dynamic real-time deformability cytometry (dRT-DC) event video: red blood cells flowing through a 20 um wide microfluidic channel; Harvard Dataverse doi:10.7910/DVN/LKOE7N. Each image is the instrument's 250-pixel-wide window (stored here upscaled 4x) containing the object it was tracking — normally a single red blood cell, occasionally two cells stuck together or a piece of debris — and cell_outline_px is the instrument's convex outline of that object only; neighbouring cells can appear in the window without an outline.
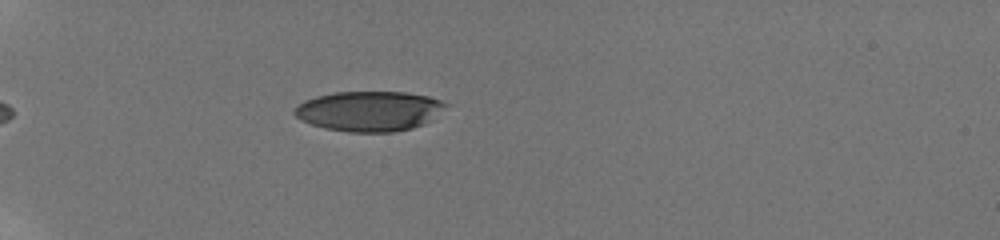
{"species": "human", "species_latin": "Homo sapiens", "temperature_condition": "room temperature", "stored_images_in_passage": 33, "camera_frame_rate_fps": 3000, "um_per_image_px": 0.085, "donor": {"sex": "male"}, "frame": {"image": 1, "passage_image": 1, "time_ms": 0.0, "image_size_px": [1000, 240], "cell_outline_px": [[448, 104], [432, 120], [424, 124], [412, 128], [392, 132], [348, 132], [324, 128], [300, 120], [292, 112], [296, 104], [304, 100], [316, 96], [332, 92], [404, 92], [428, 96], [440, 100]], "centroid_in_image_um": [31.35, 9.44], "position_along_channel_um": 53.7, "area_um2": 35.49}}
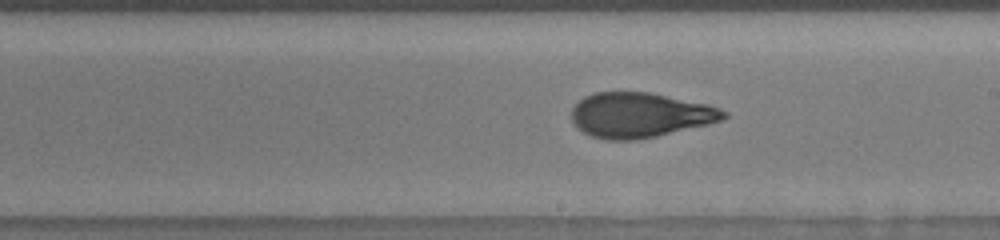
{"frame": {"image": 2, "passage_image": 18, "time_ms": 5.667, "image_size_px": [1000, 240], "cell_outline_px": [[728, 116], [720, 120], [708, 124], [656, 136], [636, 140], [608, 140], [592, 136], [576, 128], [572, 124], [572, 108], [584, 96], [596, 92], [648, 92], [708, 104], [720, 108], [728, 112]], "centroid_in_image_um": [54.38, 9.78], "position_along_channel_um": 234.6, "area_um2": 39.77}}
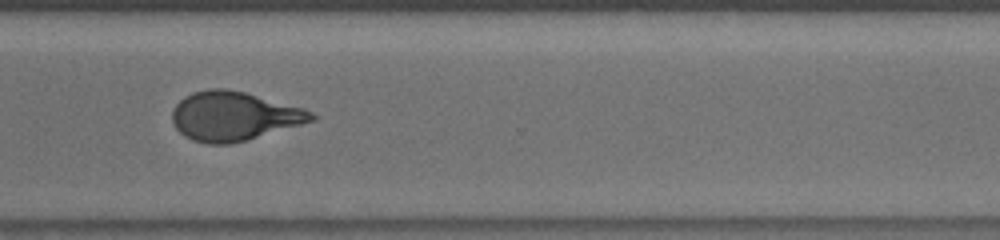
{"frame": {"image": 3, "passage_image": 27, "time_ms": 8.667, "image_size_px": [1000, 240], "cell_outline_px": [[320, 116], [316, 120], [244, 140], [228, 144], [208, 144], [192, 140], [184, 136], [176, 128], [172, 120], [172, 112], [176, 104], [184, 96], [192, 92], [208, 88], [224, 88], [244, 92], [304, 108]], "centroid_in_image_um": [19.87, 9.86], "position_along_channel_um": 350.7, "area_um2": 39.65}, "authors_computed_cell_mechanics": {"area_um2": 39.7086, "velocity_mm_per_s": 3.8795, "shape_relaxation_time_tau1_ms": 5.9473, "shape_relaxation_time_tau2_ms": 1.2296, "deformation_change_tau1": 0.2353, "deformation_change_tau2": 0.0842}}